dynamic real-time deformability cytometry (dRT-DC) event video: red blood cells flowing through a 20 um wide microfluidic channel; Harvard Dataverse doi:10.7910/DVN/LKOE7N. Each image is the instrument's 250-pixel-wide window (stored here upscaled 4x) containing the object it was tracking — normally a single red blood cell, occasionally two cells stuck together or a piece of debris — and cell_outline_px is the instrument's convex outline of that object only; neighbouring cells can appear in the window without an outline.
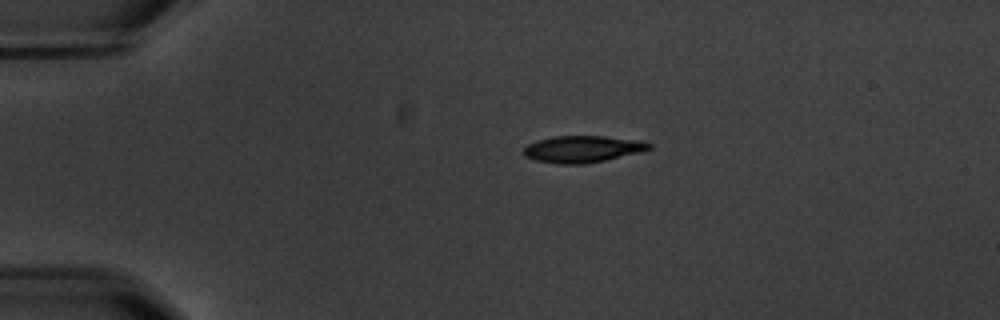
{"species": "common noctule bat (a hibernating species)", "species_latin": "Nyctalus noctula", "temperature_condition": "warm", "stored_images_in_passage": 3, "camera_frame_rate_fps": 3000, "um_per_image_px": 0.085, "animal": {"sex": "male", "body_mass_g": 20.1, "forearm_length_mm": 53.5}, "frame": {"image": 1, "passage_image": 1, "time_ms": 0.0, "image_size_px": [1000, 320], "cell_outline_px": [[652, 148], [640, 152], [604, 160], [584, 164], [560, 164], [536, 160], [524, 156], [524, 148], [528, 144], [536, 140], [552, 136], [604, 136], [640, 140], [652, 144]], "centroid_in_image_um": [49.51, 12.66], "position_along_channel_um": 35.5, "area_um2": 19.54}}